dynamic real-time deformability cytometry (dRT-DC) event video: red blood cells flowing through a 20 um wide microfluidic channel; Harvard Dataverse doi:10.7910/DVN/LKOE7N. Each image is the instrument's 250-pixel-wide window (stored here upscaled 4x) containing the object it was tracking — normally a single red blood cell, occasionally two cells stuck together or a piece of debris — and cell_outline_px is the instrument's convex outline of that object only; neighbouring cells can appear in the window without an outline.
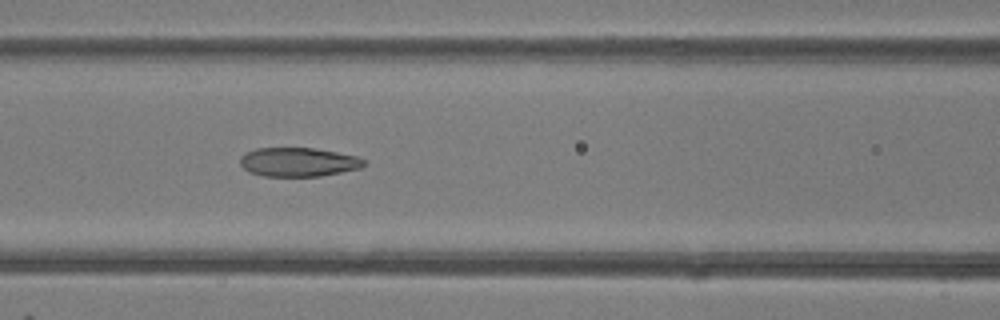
{"species": "common noctule bat (a hibernating species)", "species_latin": "Nyctalus noctula", "temperature_condition": "room temperature", "stored_images_in_passage": 20, "camera_frame_rate_fps": 3000, "um_per_image_px": 0.085, "animal": {"sex": "female"}, "frame": {"image": 1, "passage_image": 19, "time_ms": 6.0, "image_size_px": [1000, 320], "cell_outline_px": [[368, 164], [360, 168], [320, 176], [264, 176], [248, 172], [240, 164], [240, 156], [244, 152], [256, 148], [316, 148], [356, 156], [364, 160]], "centroid_in_image_um": [25.33, 13.77], "position_along_channel_um": 141.3, "area_um2": 20.98}}